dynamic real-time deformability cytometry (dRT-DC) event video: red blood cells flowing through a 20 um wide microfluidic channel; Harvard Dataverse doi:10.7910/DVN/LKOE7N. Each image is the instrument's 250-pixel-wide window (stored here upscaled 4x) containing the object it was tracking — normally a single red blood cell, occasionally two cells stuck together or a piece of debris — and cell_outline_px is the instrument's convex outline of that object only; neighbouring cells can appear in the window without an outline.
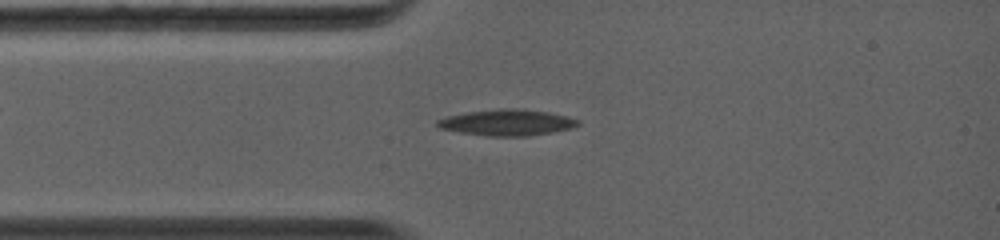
{"species": "common noctule bat (a hibernating species)", "species_latin": "Nyctalus noctula", "temperature_condition": "warm", "stored_images_in_passage": 24, "camera_frame_rate_fps": 5000, "um_per_image_px": 0.085, "animal": {"sex": "female", "body_mass_g": 19.0, "forearm_length_mm": 56.7}, "frame": {"image": 1, "passage_image": 3, "time_ms": 1.4, "image_size_px": [1000, 240], "cell_outline_px": [[580, 124], [572, 128], [552, 132], [528, 136], [488, 136], [460, 132], [440, 128], [436, 124], [436, 120], [448, 116], [468, 112], [500, 108], [524, 108], [548, 112], [568, 116], [580, 120]], "centroid_in_image_um": [43.14, 10.4], "position_along_channel_um": 41.9, "area_um2": 21.5}}
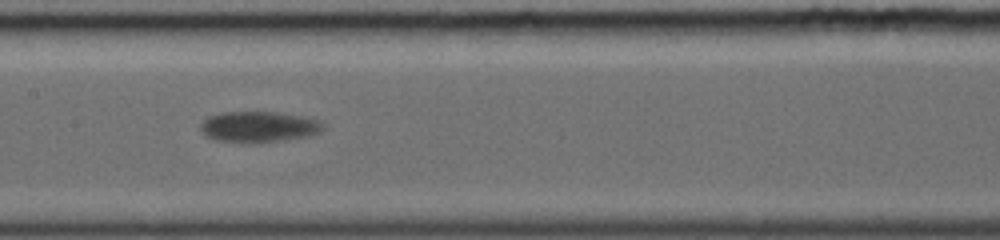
{"frame": {"image": 2, "passage_image": 13, "time_ms": 5.0, "image_size_px": [1000, 240], "cell_outline_px": [[324, 128], [320, 132], [308, 136], [252, 144], [244, 144], [216, 140], [204, 136], [200, 128], [200, 124], [208, 116], [220, 112], [276, 112], [300, 116], [320, 120], [324, 124]], "centroid_in_image_um": [21.95, 10.79], "position_along_channel_um": 185.5, "area_um2": 22.37}}
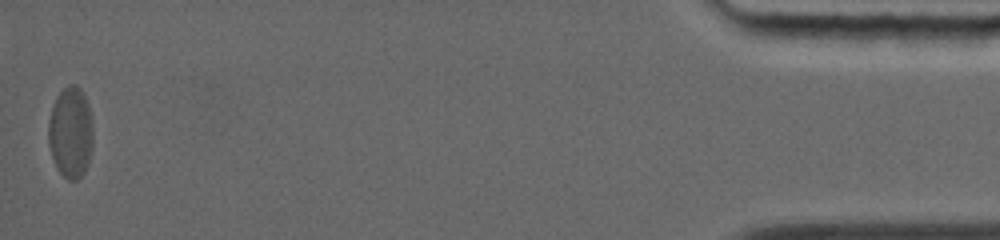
{"frame": {"image": 3, "passage_image": 24, "time_ms": 14.2, "image_size_px": [1000, 240], "cell_outline_px": [[92, 148], [88, 164], [84, 172], [76, 180], [68, 180], [60, 172], [52, 156], [48, 144], [48, 120], [56, 96], [68, 84], [76, 84], [80, 88], [88, 104], [92, 120]], "centroid_in_image_um": [6.0, 11.24], "position_along_channel_um": 429.2, "area_um2": 23.76}, "authors_computed_cell_mechanics": {"area_um2": 21.7906, "velocity_mm_per_s": 4.0711, "shape_relaxation_time_tau1_ms": 7.7148, "shape_relaxation_time_tau2_ms": null, "deformation_change_tau1": 0.2533, "deformation_change_tau2": null}}